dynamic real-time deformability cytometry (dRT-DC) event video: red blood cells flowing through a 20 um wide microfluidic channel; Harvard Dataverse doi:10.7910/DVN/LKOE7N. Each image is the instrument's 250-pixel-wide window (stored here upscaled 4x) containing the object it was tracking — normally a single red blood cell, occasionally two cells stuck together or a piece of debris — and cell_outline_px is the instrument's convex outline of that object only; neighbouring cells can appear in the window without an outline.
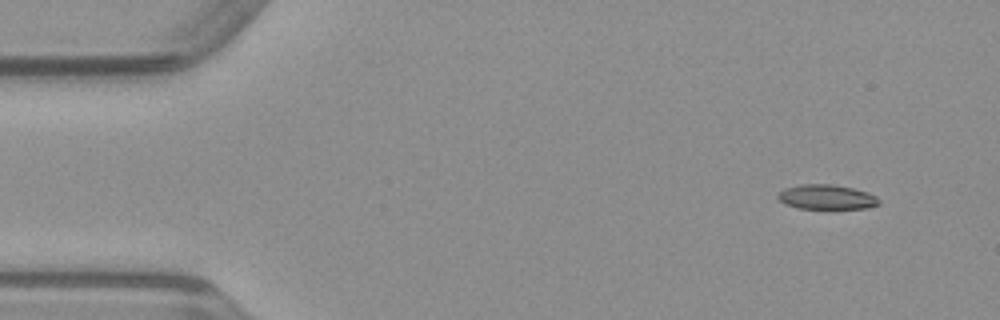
{"species": "common noctule bat (a hibernating species)", "species_latin": "Nyctalus noctula", "temperature_condition": "warm", "stored_images_in_passage": 47, "camera_frame_rate_fps": 3000, "um_per_image_px": 0.085, "animal": {"sex": "male", "body_mass_g": 23.1, "forearm_length_mm": 52.7}, "frame": {"image": 1, "passage_image": 2, "time_ms": 0.333, "image_size_px": [1000, 320], "cell_outline_px": [[880, 204], [868, 208], [800, 208], [784, 204], [776, 196], [784, 188], [800, 184], [832, 184], [852, 188], [868, 192], [876, 196], [880, 200]], "centroid_in_image_um": [70.27, 16.74], "position_along_channel_um": 14.7, "area_um2": 14.51}}
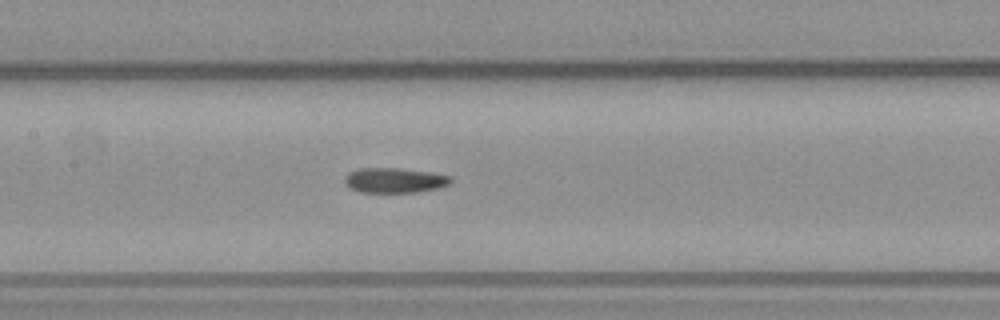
{"frame": {"image": 2, "passage_image": 21, "time_ms": 6.667, "image_size_px": [1000, 320], "cell_outline_px": [[452, 184], [440, 188], [416, 192], [360, 192], [344, 184], [344, 176], [348, 172], [356, 168], [400, 168], [432, 172], [452, 176]], "centroid_in_image_um": [33.56, 15.31], "position_along_channel_um": 173.8, "area_um2": 15.78}}
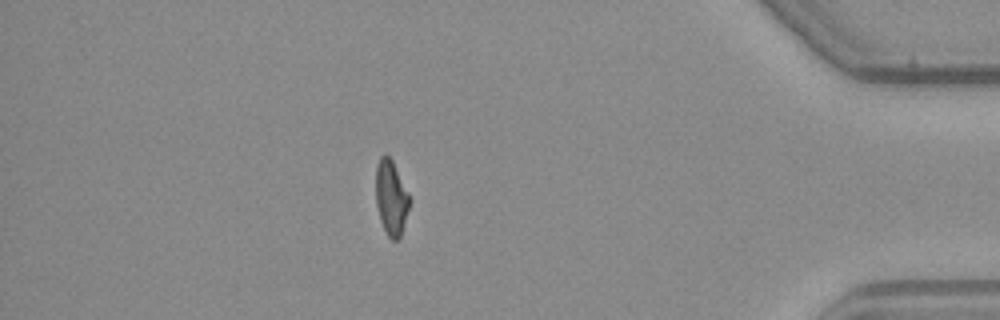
{"frame": {"image": 3, "passage_image": 41, "time_ms": 13.333, "image_size_px": [1000, 320], "cell_outline_px": [[408, 208], [400, 236], [396, 240], [392, 240], [388, 236], [380, 220], [376, 204], [376, 164], [380, 156], [388, 156], [392, 160], [408, 192]], "centroid_in_image_um": [33.21, 16.78], "position_along_channel_um": 402.0, "area_um2": 14.28}}